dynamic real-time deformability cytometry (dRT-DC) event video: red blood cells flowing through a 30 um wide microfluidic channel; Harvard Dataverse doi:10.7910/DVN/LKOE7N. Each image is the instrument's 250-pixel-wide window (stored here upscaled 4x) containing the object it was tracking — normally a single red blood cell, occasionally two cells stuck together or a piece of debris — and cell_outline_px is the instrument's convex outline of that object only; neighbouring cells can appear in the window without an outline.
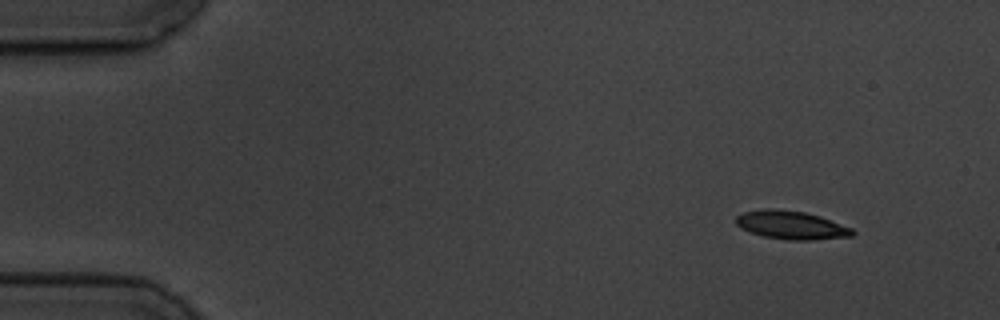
{"species": "common noctule bat (a hibernating species)", "species_latin": "Nyctalus noctula", "temperature_condition": "cold", "stored_images_in_passage": 7, "camera_frame_rate_fps": 3000, "um_per_image_px": 0.085, "animal": {"sex": "male", "body_mass_g": 19.5, "forearm_length_mm": 54.6}, "frame": {"image": 1, "passage_image": 1, "time_ms": 0.0, "image_size_px": [1000, 320], "cell_outline_px": [[856, 232], [852, 236], [808, 240], [788, 240], [764, 236], [740, 228], [736, 224], [736, 216], [744, 212], [764, 208], [772, 208], [804, 212], [820, 216], [852, 228]], "centroid_in_image_um": [67.25, 19.12], "position_along_channel_um": 17.8, "area_um2": 19.13}}
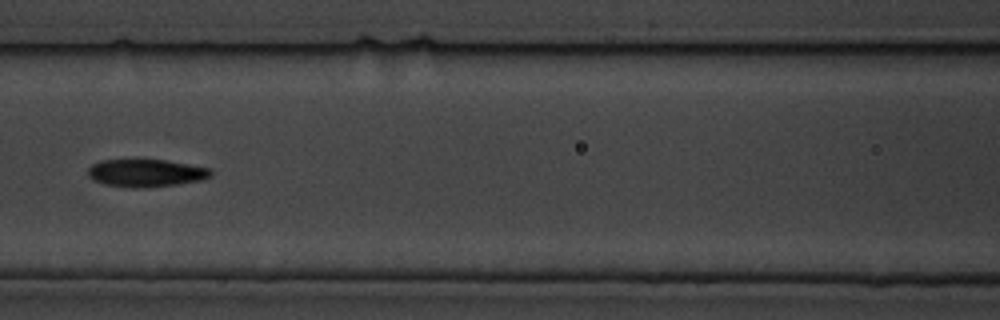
{"frame": {"image": 2, "passage_image": 6, "time_ms": 6.667, "image_size_px": [1000, 320], "cell_outline_px": [[212, 176], [200, 180], [176, 184], [144, 188], [128, 188], [104, 184], [92, 180], [88, 176], [88, 168], [92, 164], [100, 160], [164, 160], [208, 168], [212, 172]], "centroid_in_image_um": [12.34, 14.72], "position_along_channel_um": 154.3, "area_um2": 19.71}}
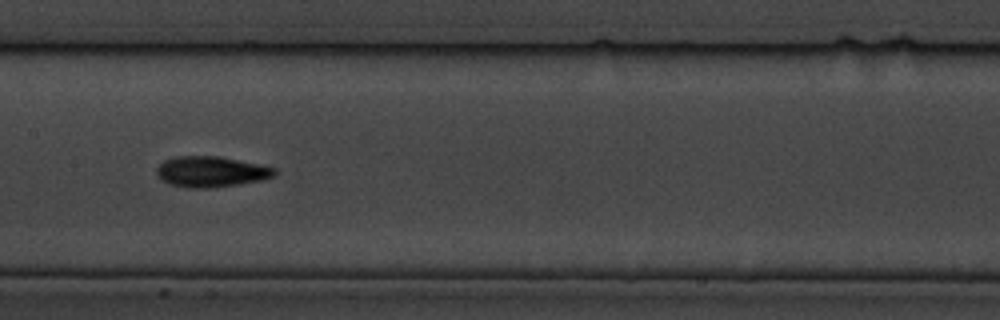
{"frame": {"image": 3, "passage_image": 7, "time_ms": 7.667, "image_size_px": [1000, 320], "cell_outline_px": [[280, 172], [276, 176], [260, 180], [236, 184], [208, 188], [188, 188], [168, 184], [160, 180], [156, 172], [156, 168], [164, 160], [176, 156], [220, 156], [276, 168]], "centroid_in_image_um": [17.93, 14.59], "position_along_channel_um": 189.5, "area_um2": 21.21}}